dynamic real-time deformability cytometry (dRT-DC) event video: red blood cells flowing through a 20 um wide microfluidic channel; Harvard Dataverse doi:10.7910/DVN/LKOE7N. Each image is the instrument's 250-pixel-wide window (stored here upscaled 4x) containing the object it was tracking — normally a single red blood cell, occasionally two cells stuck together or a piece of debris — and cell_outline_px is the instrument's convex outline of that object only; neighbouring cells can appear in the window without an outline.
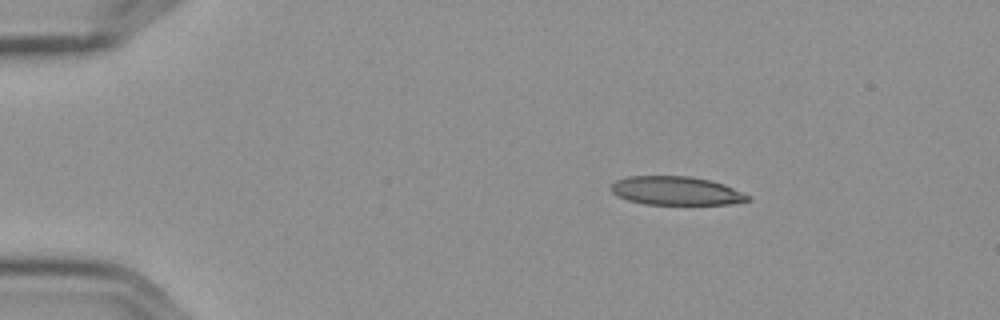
{"species": "Egyptian fruit bat (a non-hibernating species)", "species_latin": "Rousettus aegyptiacus", "temperature_condition": "cold", "stored_images_in_passage": 4, "camera_frame_rate_fps": 3000, "um_per_image_px": 0.085, "frame": {"image": 1, "passage_image": 2, "time_ms": 0.333, "image_size_px": [1000, 320], "cell_outline_px": [[752, 200], [728, 204], [644, 204], [628, 200], [616, 196], [608, 188], [616, 180], [628, 176], [692, 176], [712, 180], [724, 184], [752, 196]], "centroid_in_image_um": [57.47, 16.21], "position_along_channel_um": 27.5, "area_um2": 23.06}}
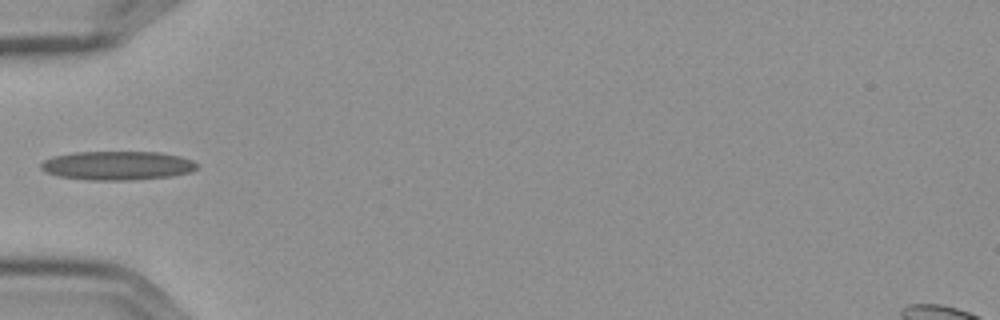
{"frame": {"image": 2, "passage_image": 4, "time_ms": 1.0, "image_size_px": [1000, 320], "cell_outline_px": [[200, 164], [192, 172], [172, 176], [128, 180], [88, 180], [60, 176], [44, 172], [40, 168], [40, 164], [44, 160], [52, 156], [72, 152], [160, 152], [180, 156], [192, 160]], "centroid_in_image_um": [9.98, 14.07], "position_along_channel_um": 75.0, "area_um2": 26.47}}